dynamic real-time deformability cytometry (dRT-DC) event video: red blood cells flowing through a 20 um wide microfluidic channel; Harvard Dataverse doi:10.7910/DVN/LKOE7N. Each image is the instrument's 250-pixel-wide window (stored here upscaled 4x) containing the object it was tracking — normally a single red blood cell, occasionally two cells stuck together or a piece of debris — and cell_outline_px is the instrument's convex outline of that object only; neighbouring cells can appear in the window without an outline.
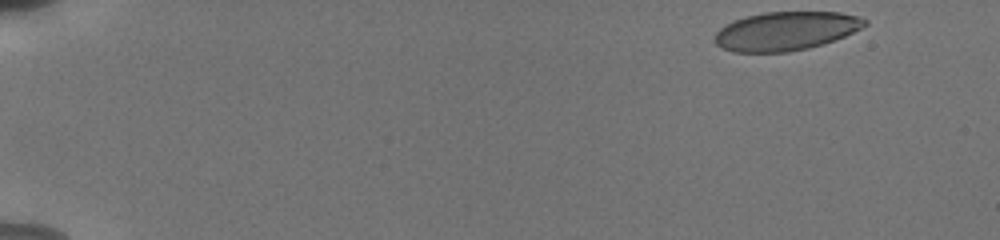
{"species": "human", "species_latin": "Homo sapiens", "temperature_condition": "cold", "stored_images_in_passage": 15, "camera_frame_rate_fps": 3000, "um_per_image_px": 0.085, "donor": {"sex": "male"}, "frame": {"image": 1, "passage_image": 1, "time_ms": 0.0, "image_size_px": [1000, 240], "cell_outline_px": [[868, 24], [844, 36], [808, 48], [788, 52], [732, 52], [716, 44], [716, 32], [724, 24], [748, 16], [764, 12], [840, 12], [856, 16], [868, 20]], "centroid_in_image_um": [66.79, 2.63], "position_along_channel_um": 18.2, "area_um2": 33.47}}
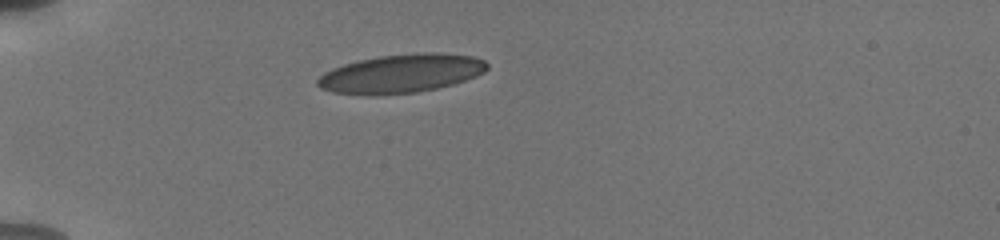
{"frame": {"image": 2, "passage_image": 13, "time_ms": 4.0, "image_size_px": [1000, 240], "cell_outline_px": [[488, 68], [484, 72], [476, 76], [452, 84], [436, 88], [416, 92], [376, 96], [332, 92], [320, 88], [316, 84], [316, 80], [324, 72], [332, 68], [344, 64], [360, 60], [380, 56], [416, 52], [440, 52], [472, 56], [484, 60], [488, 64]], "centroid_in_image_um": [34.08, 6.25], "position_along_channel_um": 50.9, "area_um2": 38.38}}